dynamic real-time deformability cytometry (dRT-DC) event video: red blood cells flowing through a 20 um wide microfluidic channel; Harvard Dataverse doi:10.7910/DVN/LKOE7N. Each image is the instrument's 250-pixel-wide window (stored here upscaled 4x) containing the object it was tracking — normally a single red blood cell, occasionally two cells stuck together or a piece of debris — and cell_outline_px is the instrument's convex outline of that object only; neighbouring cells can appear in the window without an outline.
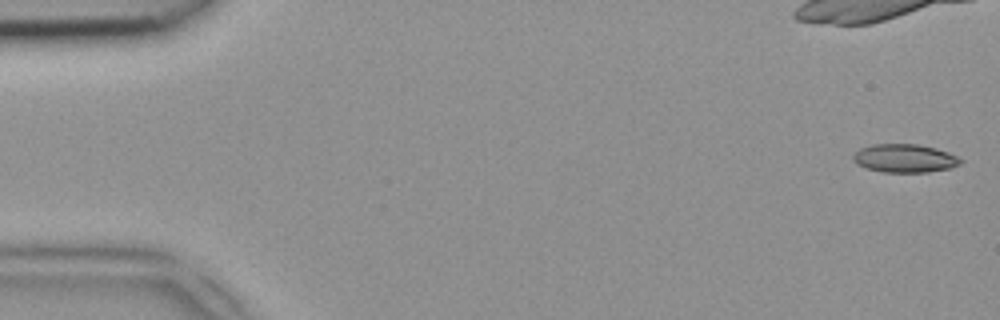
{"species": "common noctule bat (a hibernating species)", "species_latin": "Nyctalus noctula", "temperature_condition": "room temperature", "stored_images_in_passage": 38, "camera_frame_rate_fps": 3000, "um_per_image_px": 0.085, "animal": {"sex": "female", "body_mass_g": 18.4}, "frame": {"image": 1, "passage_image": 1, "time_ms": 0.0, "image_size_px": [1000, 320], "cell_outline_px": [[964, 160], [960, 164], [952, 168], [928, 172], [884, 172], [868, 168], [856, 164], [852, 160], [852, 156], [860, 148], [872, 144], [916, 144], [936, 148], [948, 152]], "centroid_in_image_um": [76.91, 13.45], "position_along_channel_um": 8.1, "area_um2": 17.8}}